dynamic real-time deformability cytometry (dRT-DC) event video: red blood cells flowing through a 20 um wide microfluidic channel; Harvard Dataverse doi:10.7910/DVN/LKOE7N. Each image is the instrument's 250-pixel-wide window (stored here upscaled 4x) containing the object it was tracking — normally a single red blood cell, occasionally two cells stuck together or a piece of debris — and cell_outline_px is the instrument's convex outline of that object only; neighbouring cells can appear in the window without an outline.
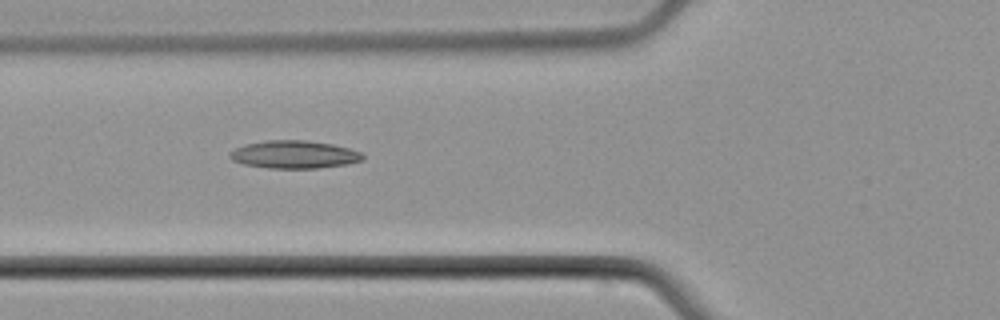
{"species": "common noctule bat (a hibernating species)", "species_latin": "Nyctalus noctula", "temperature_condition": "cold", "stored_images_in_passage": 5, "camera_frame_rate_fps": 3000, "um_per_image_px": 0.085, "animal": {"sex": "male", "body_mass_g": 21.5, "forearm_length_mm": 52.0}, "frame": {"image": 1, "passage_image": 5, "time_ms": 4.667, "image_size_px": [1000, 320], "cell_outline_px": [[364, 160], [348, 164], [316, 168], [268, 168], [244, 164], [232, 160], [228, 156], [228, 152], [244, 144], [264, 140], [308, 140], [332, 144], [348, 148], [360, 152], [364, 156]], "centroid_in_image_um": [24.98, 13.13], "position_along_channel_um": 100.8, "area_um2": 21.68}}